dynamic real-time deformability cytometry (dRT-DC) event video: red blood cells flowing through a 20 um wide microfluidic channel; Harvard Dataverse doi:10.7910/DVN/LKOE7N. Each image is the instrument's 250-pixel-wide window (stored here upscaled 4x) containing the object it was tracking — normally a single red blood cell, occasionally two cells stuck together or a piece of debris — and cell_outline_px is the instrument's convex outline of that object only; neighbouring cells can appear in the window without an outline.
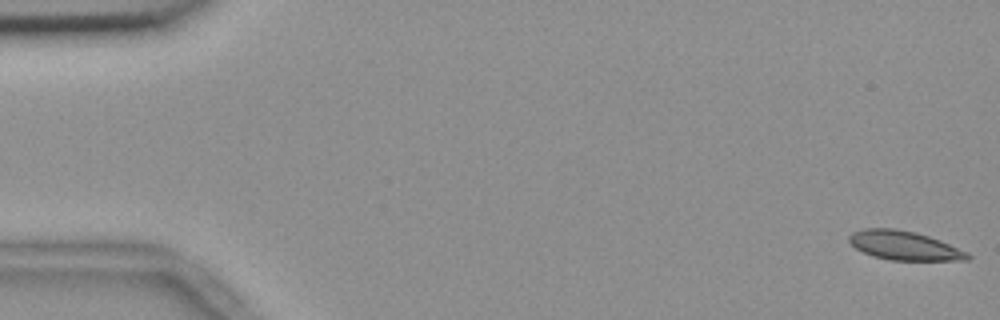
{"species": "common noctule bat (a hibernating species)", "species_latin": "Nyctalus noctula", "temperature_condition": "room temperature", "stored_images_in_passage": 55, "camera_frame_rate_fps": 3000, "um_per_image_px": 0.085, "animal": {"sex": "female", "body_mass_g": 18.4}, "frame": {"image": 1, "passage_image": 1, "time_ms": 0.0, "image_size_px": [1000, 320], "cell_outline_px": [[972, 256], [968, 260], [888, 260], [872, 256], [856, 248], [848, 240], [848, 236], [852, 232], [864, 228], [896, 228], [928, 236], [940, 240], [968, 252]], "centroid_in_image_um": [76.85, 20.87], "position_along_channel_um": 8.1, "area_um2": 20.0}}
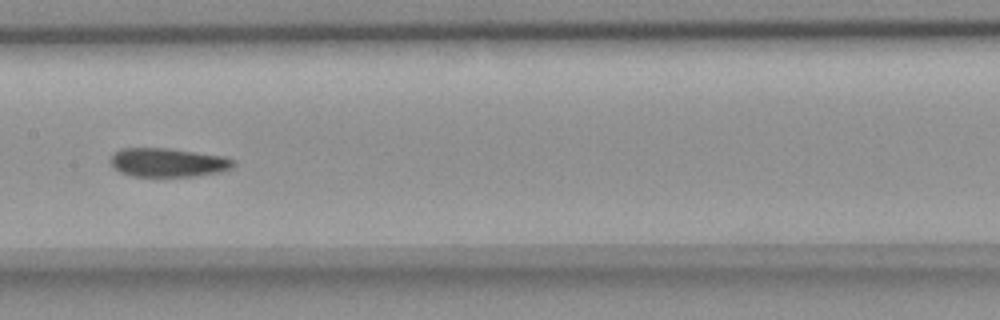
{"frame": {"image": 2, "passage_image": 28, "time_ms": 9.0, "image_size_px": [1000, 320], "cell_outline_px": [[236, 164], [232, 168], [220, 172], [192, 176], [132, 176], [120, 172], [112, 168], [108, 160], [116, 152], [124, 148], [168, 148], [224, 156], [236, 160]], "centroid_in_image_um": [14.28, 13.81], "position_along_channel_um": 193.1, "area_um2": 20.75}}
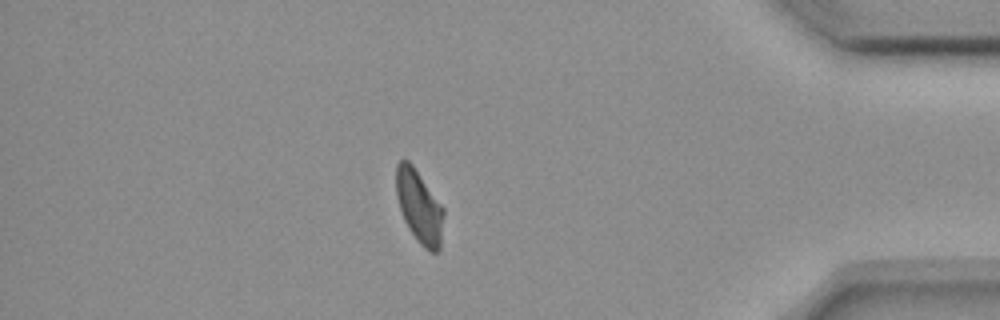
{"frame": {"image": 3, "passage_image": 48, "time_ms": 15.667, "image_size_px": [1000, 320], "cell_outline_px": [[444, 216], [440, 248], [436, 252], [428, 252], [416, 240], [408, 228], [404, 220], [396, 196], [396, 164], [400, 160], [408, 160], [412, 164], [444, 208]], "centroid_in_image_um": [35.63, 17.58], "position_along_channel_um": 399.6, "area_um2": 20.23}, "authors_computed_cell_mechanics": {"area_um2": 20.7502, "velocity_mm_per_s": 3.6553, "shape_relaxation_time_tau1_ms": 6.2698, "shape_relaxation_time_tau2_ms": 4.9727, "deformation_change_tau1": 0.1526, "deformation_change_tau2": 0.1092}}